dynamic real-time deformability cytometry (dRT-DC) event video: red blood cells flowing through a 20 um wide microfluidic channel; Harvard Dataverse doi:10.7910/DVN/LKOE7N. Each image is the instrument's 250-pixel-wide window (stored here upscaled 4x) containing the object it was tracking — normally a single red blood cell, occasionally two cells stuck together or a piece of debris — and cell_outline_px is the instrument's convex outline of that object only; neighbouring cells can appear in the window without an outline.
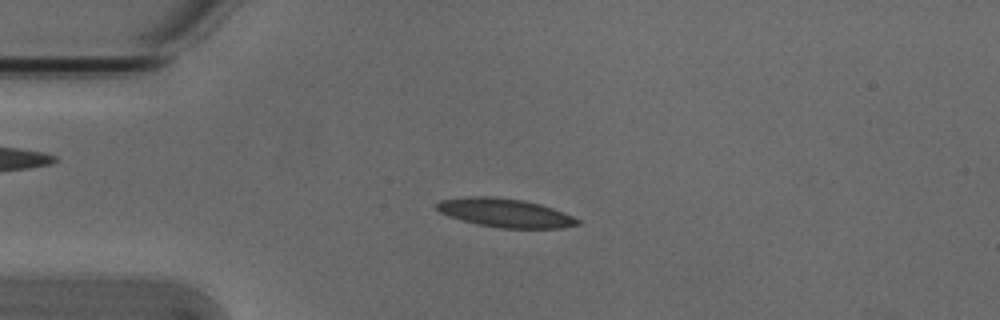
{"species": "Egyptian fruit bat (a non-hibernating species)", "species_latin": "Rousettus aegyptiacus", "temperature_condition": "cold", "stored_images_in_passage": 5, "camera_frame_rate_fps": 3000, "um_per_image_px": 0.085, "animal": {"sex": "male"}, "frame": {"image": 1, "passage_image": 3, "time_ms": 0.667, "image_size_px": [1000, 320], "cell_outline_px": [[580, 224], [564, 228], [500, 228], [476, 224], [448, 216], [440, 212], [436, 208], [436, 204], [440, 200], [468, 196], [496, 196], [524, 200], [540, 204], [564, 212], [580, 220]], "centroid_in_image_um": [42.94, 18.09], "position_along_channel_um": 42.1, "area_um2": 23.7}}
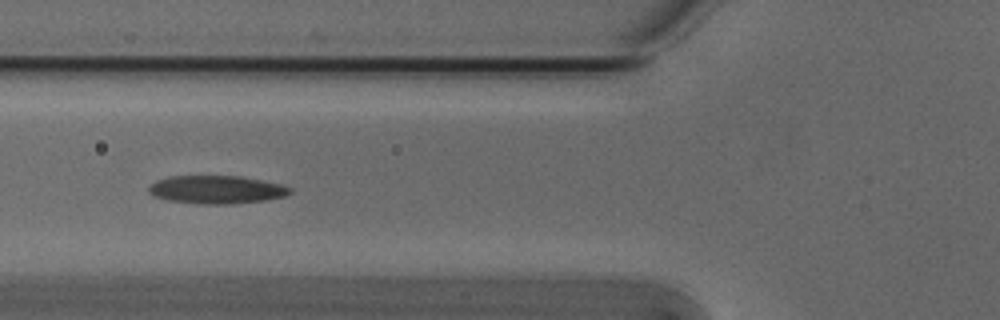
{"frame": {"image": 2, "passage_image": 5, "time_ms": 1.333, "image_size_px": [1000, 320], "cell_outline_px": [[292, 192], [284, 196], [264, 200], [232, 204], [204, 204], [168, 200], [152, 196], [148, 192], [148, 188], [156, 180], [172, 176], [240, 176], [280, 184], [292, 188]], "centroid_in_image_um": [18.38, 16.12], "position_along_channel_um": 107.4, "area_um2": 23.0}}